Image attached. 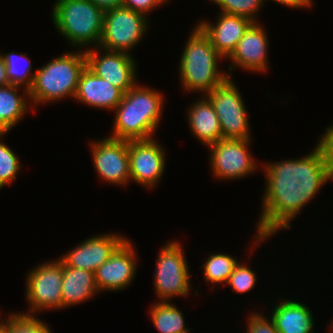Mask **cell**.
Listing matches in <instances>:
<instances>
[{
	"label": "cell",
	"mask_w": 333,
	"mask_h": 333,
	"mask_svg": "<svg viewBox=\"0 0 333 333\" xmlns=\"http://www.w3.org/2000/svg\"><path fill=\"white\" fill-rule=\"evenodd\" d=\"M266 185L254 245L291 227L290 222L327 182L333 180V124L326 128L312 152L264 164Z\"/></svg>",
	"instance_id": "1"
},
{
	"label": "cell",
	"mask_w": 333,
	"mask_h": 333,
	"mask_svg": "<svg viewBox=\"0 0 333 333\" xmlns=\"http://www.w3.org/2000/svg\"><path fill=\"white\" fill-rule=\"evenodd\" d=\"M136 83L124 93L115 108L111 138L120 140H147L159 127L164 108L163 94L156 89Z\"/></svg>",
	"instance_id": "2"
},
{
	"label": "cell",
	"mask_w": 333,
	"mask_h": 333,
	"mask_svg": "<svg viewBox=\"0 0 333 333\" xmlns=\"http://www.w3.org/2000/svg\"><path fill=\"white\" fill-rule=\"evenodd\" d=\"M192 30L181 54L179 78L183 90L206 94L221 85L229 75L220 71L219 62L225 59L212 46L209 37L198 25Z\"/></svg>",
	"instance_id": "3"
},
{
	"label": "cell",
	"mask_w": 333,
	"mask_h": 333,
	"mask_svg": "<svg viewBox=\"0 0 333 333\" xmlns=\"http://www.w3.org/2000/svg\"><path fill=\"white\" fill-rule=\"evenodd\" d=\"M85 67L86 55L83 49L59 55L34 70V81L29 89L31 105L34 107L59 102L66 97L74 98L80 74Z\"/></svg>",
	"instance_id": "4"
},
{
	"label": "cell",
	"mask_w": 333,
	"mask_h": 333,
	"mask_svg": "<svg viewBox=\"0 0 333 333\" xmlns=\"http://www.w3.org/2000/svg\"><path fill=\"white\" fill-rule=\"evenodd\" d=\"M104 15L90 0H56L51 12L56 31L79 50L99 46Z\"/></svg>",
	"instance_id": "5"
},
{
	"label": "cell",
	"mask_w": 333,
	"mask_h": 333,
	"mask_svg": "<svg viewBox=\"0 0 333 333\" xmlns=\"http://www.w3.org/2000/svg\"><path fill=\"white\" fill-rule=\"evenodd\" d=\"M182 246L169 240L158 253L154 274L156 301L172 302L176 296L186 297L191 291V274Z\"/></svg>",
	"instance_id": "6"
},
{
	"label": "cell",
	"mask_w": 333,
	"mask_h": 333,
	"mask_svg": "<svg viewBox=\"0 0 333 333\" xmlns=\"http://www.w3.org/2000/svg\"><path fill=\"white\" fill-rule=\"evenodd\" d=\"M148 16L124 6L106 11L99 47L130 54L146 35Z\"/></svg>",
	"instance_id": "7"
},
{
	"label": "cell",
	"mask_w": 333,
	"mask_h": 333,
	"mask_svg": "<svg viewBox=\"0 0 333 333\" xmlns=\"http://www.w3.org/2000/svg\"><path fill=\"white\" fill-rule=\"evenodd\" d=\"M26 275L25 298L29 305L27 315L44 310L63 309L62 280L63 262L60 259L44 262Z\"/></svg>",
	"instance_id": "8"
},
{
	"label": "cell",
	"mask_w": 333,
	"mask_h": 333,
	"mask_svg": "<svg viewBox=\"0 0 333 333\" xmlns=\"http://www.w3.org/2000/svg\"><path fill=\"white\" fill-rule=\"evenodd\" d=\"M205 96L218 115L223 139L250 140L252 138L247 107L232 78L229 77Z\"/></svg>",
	"instance_id": "9"
},
{
	"label": "cell",
	"mask_w": 333,
	"mask_h": 333,
	"mask_svg": "<svg viewBox=\"0 0 333 333\" xmlns=\"http://www.w3.org/2000/svg\"><path fill=\"white\" fill-rule=\"evenodd\" d=\"M251 140L221 139L208 146L213 177L232 181L257 172L260 166L249 151Z\"/></svg>",
	"instance_id": "10"
},
{
	"label": "cell",
	"mask_w": 333,
	"mask_h": 333,
	"mask_svg": "<svg viewBox=\"0 0 333 333\" xmlns=\"http://www.w3.org/2000/svg\"><path fill=\"white\" fill-rule=\"evenodd\" d=\"M89 147L100 180L117 186H127L130 181L128 141L108 136L90 142Z\"/></svg>",
	"instance_id": "11"
},
{
	"label": "cell",
	"mask_w": 333,
	"mask_h": 333,
	"mask_svg": "<svg viewBox=\"0 0 333 333\" xmlns=\"http://www.w3.org/2000/svg\"><path fill=\"white\" fill-rule=\"evenodd\" d=\"M102 54H101V53ZM86 66L97 76L126 93L137 83L135 58L124 52L108 51L99 46L85 50Z\"/></svg>",
	"instance_id": "12"
},
{
	"label": "cell",
	"mask_w": 333,
	"mask_h": 333,
	"mask_svg": "<svg viewBox=\"0 0 333 333\" xmlns=\"http://www.w3.org/2000/svg\"><path fill=\"white\" fill-rule=\"evenodd\" d=\"M156 139L128 141L130 181L145 188L160 182L166 165V151Z\"/></svg>",
	"instance_id": "13"
},
{
	"label": "cell",
	"mask_w": 333,
	"mask_h": 333,
	"mask_svg": "<svg viewBox=\"0 0 333 333\" xmlns=\"http://www.w3.org/2000/svg\"><path fill=\"white\" fill-rule=\"evenodd\" d=\"M131 241L126 239L95 271V282L99 292L122 291L129 287L137 270V254Z\"/></svg>",
	"instance_id": "14"
},
{
	"label": "cell",
	"mask_w": 333,
	"mask_h": 333,
	"mask_svg": "<svg viewBox=\"0 0 333 333\" xmlns=\"http://www.w3.org/2000/svg\"><path fill=\"white\" fill-rule=\"evenodd\" d=\"M117 233L99 234L89 237L59 259L72 268L85 269L91 272L97 270L106 262L114 251L127 239Z\"/></svg>",
	"instance_id": "15"
},
{
	"label": "cell",
	"mask_w": 333,
	"mask_h": 333,
	"mask_svg": "<svg viewBox=\"0 0 333 333\" xmlns=\"http://www.w3.org/2000/svg\"><path fill=\"white\" fill-rule=\"evenodd\" d=\"M260 22H254L237 43L235 50L227 58L232 64L228 67V75L232 78V70L245 69L252 72L268 70V34Z\"/></svg>",
	"instance_id": "16"
},
{
	"label": "cell",
	"mask_w": 333,
	"mask_h": 333,
	"mask_svg": "<svg viewBox=\"0 0 333 333\" xmlns=\"http://www.w3.org/2000/svg\"><path fill=\"white\" fill-rule=\"evenodd\" d=\"M253 23L252 20L243 16L219 12L215 24L203 20L197 25L209 37L215 50L226 60Z\"/></svg>",
	"instance_id": "17"
},
{
	"label": "cell",
	"mask_w": 333,
	"mask_h": 333,
	"mask_svg": "<svg viewBox=\"0 0 333 333\" xmlns=\"http://www.w3.org/2000/svg\"><path fill=\"white\" fill-rule=\"evenodd\" d=\"M123 95L121 89L97 76L86 66L80 74L74 101L95 109L114 111Z\"/></svg>",
	"instance_id": "18"
},
{
	"label": "cell",
	"mask_w": 333,
	"mask_h": 333,
	"mask_svg": "<svg viewBox=\"0 0 333 333\" xmlns=\"http://www.w3.org/2000/svg\"><path fill=\"white\" fill-rule=\"evenodd\" d=\"M281 300L272 307L270 314L277 331L279 333H314L315 317L307 304L288 300V297Z\"/></svg>",
	"instance_id": "19"
},
{
	"label": "cell",
	"mask_w": 333,
	"mask_h": 333,
	"mask_svg": "<svg viewBox=\"0 0 333 333\" xmlns=\"http://www.w3.org/2000/svg\"><path fill=\"white\" fill-rule=\"evenodd\" d=\"M203 95L191 104L186 115L193 136L208 147L223 139V134L212 103Z\"/></svg>",
	"instance_id": "20"
},
{
	"label": "cell",
	"mask_w": 333,
	"mask_h": 333,
	"mask_svg": "<svg viewBox=\"0 0 333 333\" xmlns=\"http://www.w3.org/2000/svg\"><path fill=\"white\" fill-rule=\"evenodd\" d=\"M61 291L63 309L92 299L99 293L94 272L72 268L63 263Z\"/></svg>",
	"instance_id": "21"
},
{
	"label": "cell",
	"mask_w": 333,
	"mask_h": 333,
	"mask_svg": "<svg viewBox=\"0 0 333 333\" xmlns=\"http://www.w3.org/2000/svg\"><path fill=\"white\" fill-rule=\"evenodd\" d=\"M19 88L23 87L12 84L0 86V133H9L29 110H34L30 106L29 90L23 89L24 93L20 96Z\"/></svg>",
	"instance_id": "22"
},
{
	"label": "cell",
	"mask_w": 333,
	"mask_h": 333,
	"mask_svg": "<svg viewBox=\"0 0 333 333\" xmlns=\"http://www.w3.org/2000/svg\"><path fill=\"white\" fill-rule=\"evenodd\" d=\"M150 317L160 333H182L190 331L185 325L183 312L173 303L157 301L150 307Z\"/></svg>",
	"instance_id": "23"
},
{
	"label": "cell",
	"mask_w": 333,
	"mask_h": 333,
	"mask_svg": "<svg viewBox=\"0 0 333 333\" xmlns=\"http://www.w3.org/2000/svg\"><path fill=\"white\" fill-rule=\"evenodd\" d=\"M6 65V73L9 84L23 87L29 90L34 81L35 72H32V64L27 53H1ZM23 64V65H22ZM32 72V73H31Z\"/></svg>",
	"instance_id": "24"
},
{
	"label": "cell",
	"mask_w": 333,
	"mask_h": 333,
	"mask_svg": "<svg viewBox=\"0 0 333 333\" xmlns=\"http://www.w3.org/2000/svg\"><path fill=\"white\" fill-rule=\"evenodd\" d=\"M238 263L237 257L224 253H212L201 266L204 270V280L211 282L214 287L216 284H225Z\"/></svg>",
	"instance_id": "25"
},
{
	"label": "cell",
	"mask_w": 333,
	"mask_h": 333,
	"mask_svg": "<svg viewBox=\"0 0 333 333\" xmlns=\"http://www.w3.org/2000/svg\"><path fill=\"white\" fill-rule=\"evenodd\" d=\"M0 321L9 329V333H53L47 323L23 312H11L8 317ZM47 324V325H46Z\"/></svg>",
	"instance_id": "26"
},
{
	"label": "cell",
	"mask_w": 333,
	"mask_h": 333,
	"mask_svg": "<svg viewBox=\"0 0 333 333\" xmlns=\"http://www.w3.org/2000/svg\"><path fill=\"white\" fill-rule=\"evenodd\" d=\"M5 135L6 133H0V190L12 184L22 168L19 157L8 145L1 142Z\"/></svg>",
	"instance_id": "27"
},
{
	"label": "cell",
	"mask_w": 333,
	"mask_h": 333,
	"mask_svg": "<svg viewBox=\"0 0 333 333\" xmlns=\"http://www.w3.org/2000/svg\"><path fill=\"white\" fill-rule=\"evenodd\" d=\"M216 5L223 13L233 14L237 16L246 17L253 22H259L256 16L261 7L264 5V0H210ZM263 4V5H262Z\"/></svg>",
	"instance_id": "28"
},
{
	"label": "cell",
	"mask_w": 333,
	"mask_h": 333,
	"mask_svg": "<svg viewBox=\"0 0 333 333\" xmlns=\"http://www.w3.org/2000/svg\"><path fill=\"white\" fill-rule=\"evenodd\" d=\"M246 264L247 263L239 262L226 283V285L231 286L234 292L239 294L247 293L253 289L257 283L256 273Z\"/></svg>",
	"instance_id": "29"
},
{
	"label": "cell",
	"mask_w": 333,
	"mask_h": 333,
	"mask_svg": "<svg viewBox=\"0 0 333 333\" xmlns=\"http://www.w3.org/2000/svg\"><path fill=\"white\" fill-rule=\"evenodd\" d=\"M246 333H279L274 321L260 312H253L247 317Z\"/></svg>",
	"instance_id": "30"
},
{
	"label": "cell",
	"mask_w": 333,
	"mask_h": 333,
	"mask_svg": "<svg viewBox=\"0 0 333 333\" xmlns=\"http://www.w3.org/2000/svg\"><path fill=\"white\" fill-rule=\"evenodd\" d=\"M169 0H122V6L149 15L154 9L168 2Z\"/></svg>",
	"instance_id": "31"
},
{
	"label": "cell",
	"mask_w": 333,
	"mask_h": 333,
	"mask_svg": "<svg viewBox=\"0 0 333 333\" xmlns=\"http://www.w3.org/2000/svg\"><path fill=\"white\" fill-rule=\"evenodd\" d=\"M265 2H267V0H264ZM276 3H279L281 5H285L288 7H292V8H296V9H300V8H309L313 5V1L312 0H272Z\"/></svg>",
	"instance_id": "32"
},
{
	"label": "cell",
	"mask_w": 333,
	"mask_h": 333,
	"mask_svg": "<svg viewBox=\"0 0 333 333\" xmlns=\"http://www.w3.org/2000/svg\"><path fill=\"white\" fill-rule=\"evenodd\" d=\"M92 1L100 10L106 12L112 10L115 7L122 6V0H90Z\"/></svg>",
	"instance_id": "33"
},
{
	"label": "cell",
	"mask_w": 333,
	"mask_h": 333,
	"mask_svg": "<svg viewBox=\"0 0 333 333\" xmlns=\"http://www.w3.org/2000/svg\"><path fill=\"white\" fill-rule=\"evenodd\" d=\"M9 85V81L6 73V65L0 52V86Z\"/></svg>",
	"instance_id": "34"
},
{
	"label": "cell",
	"mask_w": 333,
	"mask_h": 333,
	"mask_svg": "<svg viewBox=\"0 0 333 333\" xmlns=\"http://www.w3.org/2000/svg\"><path fill=\"white\" fill-rule=\"evenodd\" d=\"M0 333H9V329L0 321Z\"/></svg>",
	"instance_id": "35"
},
{
	"label": "cell",
	"mask_w": 333,
	"mask_h": 333,
	"mask_svg": "<svg viewBox=\"0 0 333 333\" xmlns=\"http://www.w3.org/2000/svg\"><path fill=\"white\" fill-rule=\"evenodd\" d=\"M329 328H333V322L332 323H330V326H329ZM333 330V329H332Z\"/></svg>",
	"instance_id": "36"
}]
</instances>
